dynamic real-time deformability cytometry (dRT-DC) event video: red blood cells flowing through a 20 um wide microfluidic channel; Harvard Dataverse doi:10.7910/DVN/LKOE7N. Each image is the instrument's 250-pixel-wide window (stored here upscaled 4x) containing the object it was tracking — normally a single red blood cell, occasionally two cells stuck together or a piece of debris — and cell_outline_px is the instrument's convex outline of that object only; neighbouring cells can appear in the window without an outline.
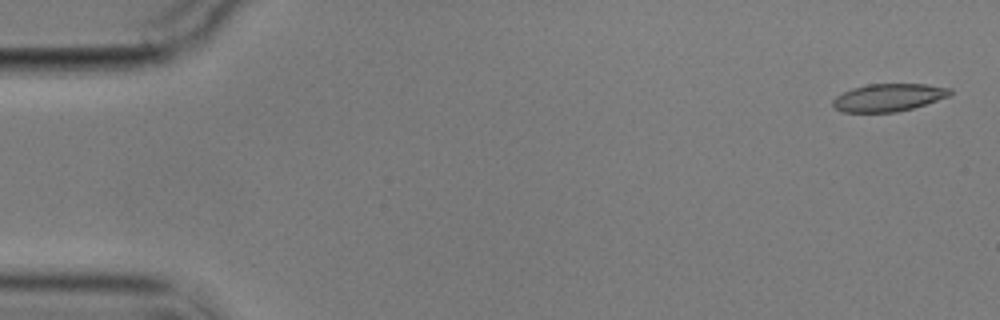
{"species": "common noctule bat (a hibernating species)", "species_latin": "Nyctalus noctula", "temperature_condition": "cold", "stored_images_in_passage": 5, "camera_frame_rate_fps": 3000, "um_per_image_px": 0.085, "animal": {"sex": "male", "body_mass_g": 17.9}, "frame": {"image": 1, "passage_image": 1, "time_ms": 0.0, "image_size_px": [1000, 320], "cell_outline_px": [[952, 92], [948, 96], [912, 108], [896, 112], [844, 112], [836, 108], [832, 104], [832, 100], [836, 96], [852, 88], [868, 84], [928, 84], [952, 88]], "centroid_in_image_um": [75.52, 8.28], "position_along_channel_um": 9.5, "area_um2": 18.73}}
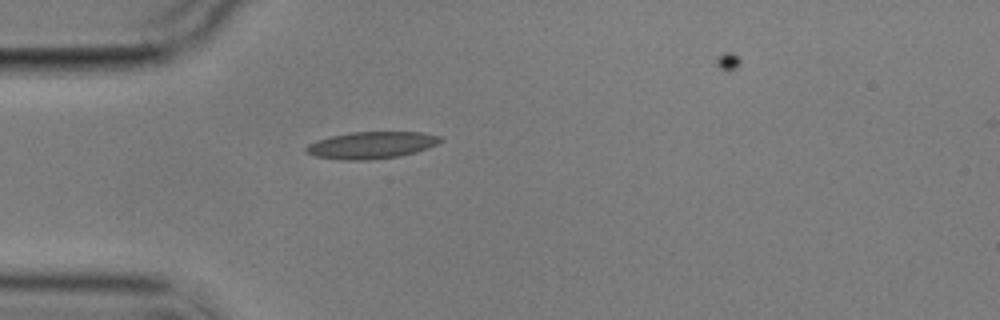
{"frame": {"image": 2, "passage_image": 5, "time_ms": 4.667, "image_size_px": [1000, 320], "cell_outline_px": [[444, 140], [428, 148], [416, 152], [400, 156], [368, 160], [340, 160], [316, 156], [304, 152], [304, 148], [308, 144], [316, 140], [348, 132], [420, 132], [440, 136]], "centroid_in_image_um": [31.55, 12.34], "position_along_channel_um": 53.4, "area_um2": 21.21}}